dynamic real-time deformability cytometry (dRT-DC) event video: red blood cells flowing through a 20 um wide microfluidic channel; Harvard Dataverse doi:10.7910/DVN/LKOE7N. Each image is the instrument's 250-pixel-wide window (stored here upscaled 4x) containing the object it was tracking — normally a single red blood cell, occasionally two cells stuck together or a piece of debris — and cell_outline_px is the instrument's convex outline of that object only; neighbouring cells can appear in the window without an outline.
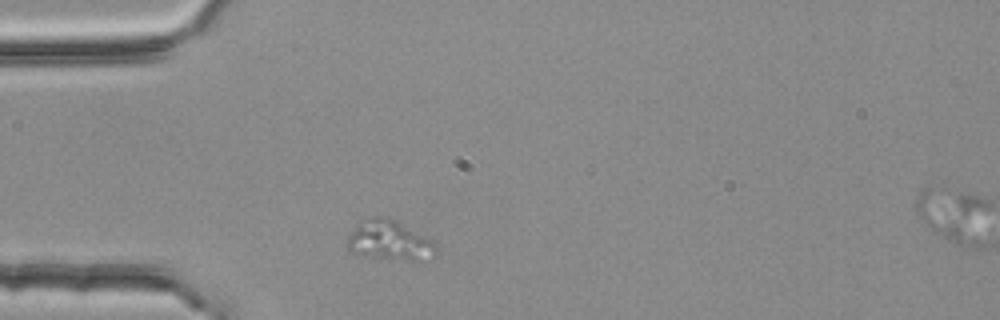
{"species": "common noctule bat (a hibernating species)", "species_latin": "Nyctalus noctula", "temperature_condition": "room temperature", "stored_images_in_passage": 2, "segment_of_instrument_passage": [1, 2], "camera_frame_rate_fps": 3000, "um_per_image_px": 0.085, "animal": {"sex": "female", "body_mass_g": 25.1}, "frame": {"image": 1, "passage_image": 1, "time_ms": 0.0, "image_size_px": [1000, 320], "cell_outline_px": [[436, 256], [420, 260], [408, 260], [352, 252], [348, 248], [348, 236], [356, 224], [372, 216], [388, 216], [428, 240], [436, 248]], "centroid_in_image_um": [33.06, 20.41], "position_along_channel_um": 51.9, "area_um2": 19.48}}